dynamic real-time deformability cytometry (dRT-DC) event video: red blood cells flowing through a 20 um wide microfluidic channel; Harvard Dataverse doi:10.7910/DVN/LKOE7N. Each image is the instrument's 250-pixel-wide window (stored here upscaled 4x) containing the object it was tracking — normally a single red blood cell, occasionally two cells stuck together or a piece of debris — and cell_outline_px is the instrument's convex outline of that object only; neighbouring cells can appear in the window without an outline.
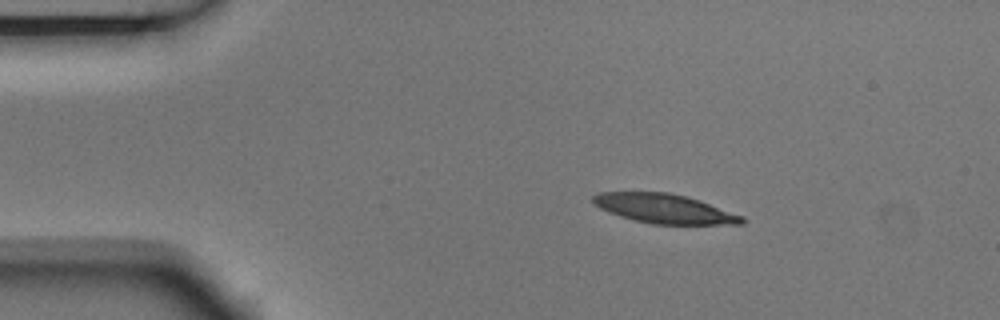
{"species": "Egyptian fruit bat (a non-hibernating species)", "species_latin": "Rousettus aegyptiacus", "temperature_condition": "room temperature", "stored_images_in_passage": 5, "camera_frame_rate_fps": 3000, "um_per_image_px": 0.085, "animal": {"sex": "male"}, "frame": {"image": 1, "passage_image": 2, "time_ms": 0.333, "image_size_px": [1000, 320], "cell_outline_px": [[748, 220], [744, 224], [652, 224], [620, 216], [608, 212], [592, 204], [592, 196], [596, 192], [668, 192], [700, 200], [744, 216]], "centroid_in_image_um": [56.48, 17.73], "position_along_channel_um": 28.5, "area_um2": 25.55}}
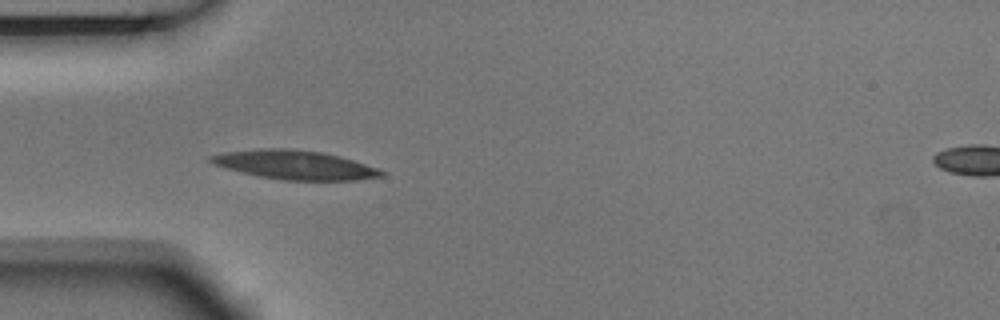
{"frame": {"image": 2, "passage_image": 4, "time_ms": 1.0, "image_size_px": [1000, 320], "cell_outline_px": [[388, 172], [384, 176], [356, 180], [280, 180], [260, 176], [228, 168], [216, 164], [208, 160], [208, 156], [224, 152], [260, 148], [288, 148], [320, 152], [340, 156]], "centroid_in_image_um": [25.08, 14.01], "position_along_channel_um": 59.9, "area_um2": 28.55}}
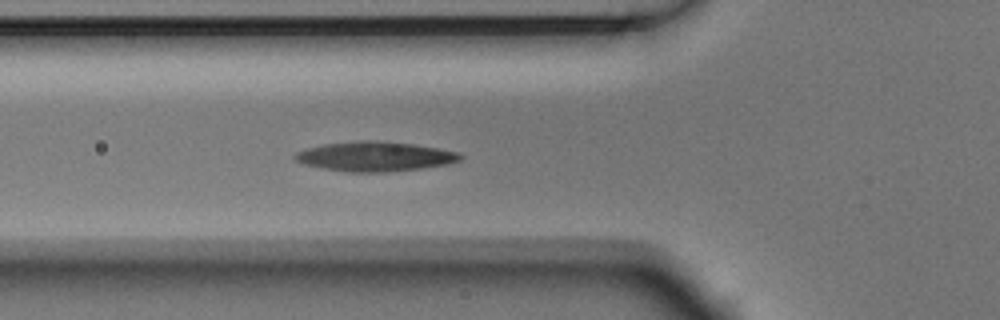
{"frame": {"image": 3, "passage_image": 5, "time_ms": 1.333, "image_size_px": [1000, 320], "cell_outline_px": [[464, 156], [460, 160], [448, 164], [424, 168], [388, 172], [344, 172], [320, 168], [304, 164], [296, 160], [292, 156], [296, 152], [308, 148], [324, 144], [360, 140], [376, 140], [412, 144], [460, 152]], "centroid_in_image_um": [31.87, 13.3], "position_along_channel_um": 93.9, "area_um2": 28.73}}